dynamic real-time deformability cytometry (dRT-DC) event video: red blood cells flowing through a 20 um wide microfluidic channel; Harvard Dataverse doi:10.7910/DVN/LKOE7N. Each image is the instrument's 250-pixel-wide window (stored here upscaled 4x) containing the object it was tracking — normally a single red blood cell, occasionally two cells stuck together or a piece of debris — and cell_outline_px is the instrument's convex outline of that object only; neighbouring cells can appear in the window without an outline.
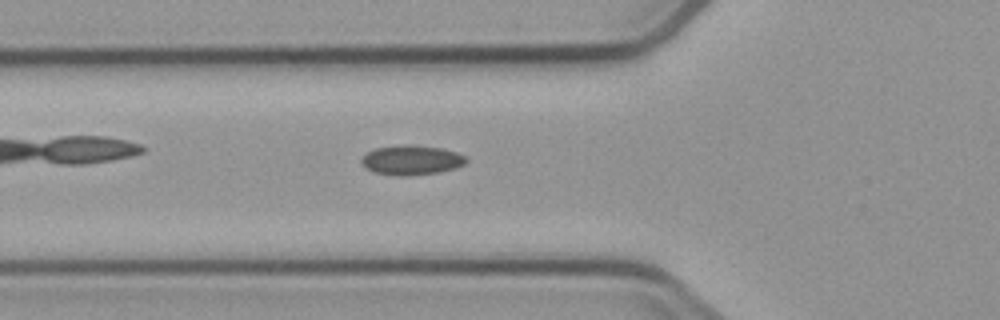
{"species": "common noctule bat (a hibernating species)", "species_latin": "Nyctalus noctula", "temperature_condition": "cold", "stored_images_in_passage": 7, "camera_frame_rate_fps": 3000, "um_per_image_px": 0.085, "animal": {"sex": "male", "body_mass_g": 23.1, "forearm_length_mm": 52.7}, "frame": {"image": 1, "passage_image": 7, "time_ms": 8.333, "image_size_px": [1000, 320], "cell_outline_px": [[468, 160], [464, 164], [456, 168], [440, 172], [408, 176], [400, 176], [376, 172], [364, 168], [360, 160], [368, 152], [376, 148], [404, 144], [440, 148], [456, 152], [464, 156]], "centroid_in_image_um": [34.98, 13.61], "position_along_channel_um": 90.8, "area_um2": 17.98}}